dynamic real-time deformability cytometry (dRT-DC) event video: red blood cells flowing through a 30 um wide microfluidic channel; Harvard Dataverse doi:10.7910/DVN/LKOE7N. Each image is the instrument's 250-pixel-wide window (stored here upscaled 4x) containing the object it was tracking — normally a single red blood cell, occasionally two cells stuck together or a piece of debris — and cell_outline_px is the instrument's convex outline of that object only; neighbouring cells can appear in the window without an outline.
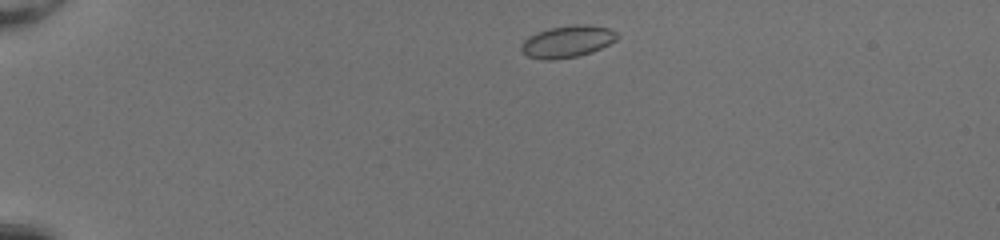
{"species": "common noctule bat (a hibernating species)", "species_latin": "Nyctalus noctula", "temperature_condition": "room temperature", "stored_images_in_passage": 41, "camera_frame_rate_fps": 3000, "um_per_image_px": 0.085, "animal": {"sex": "female", "body_mass_g": 20.0, "forearm_length_mm": 54.0}, "frame": {"image": 1, "passage_image": 2, "time_ms": 0.333, "image_size_px": [1000, 240], "cell_outline_px": [[620, 36], [616, 40], [592, 52], [576, 56], [552, 60], [544, 60], [528, 56], [520, 48], [520, 44], [528, 36], [548, 28], [572, 24], [584, 24], [608, 28], [616, 32]], "centroid_in_image_um": [48.21, 3.52], "position_along_channel_um": 36.8, "area_um2": 17.8}}
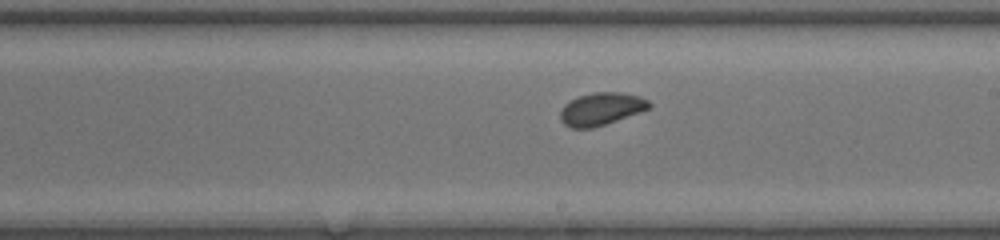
{"frame": {"image": 2, "passage_image": 22, "time_ms": 7.0, "image_size_px": [1000, 240], "cell_outline_px": [[652, 108], [592, 128], [572, 128], [564, 124], [560, 120], [560, 112], [564, 104], [580, 96], [596, 92], [620, 92], [640, 96], [648, 100], [652, 104]], "centroid_in_image_um": [51.12, 9.25], "position_along_channel_um": 237.9, "area_um2": 16.76}}
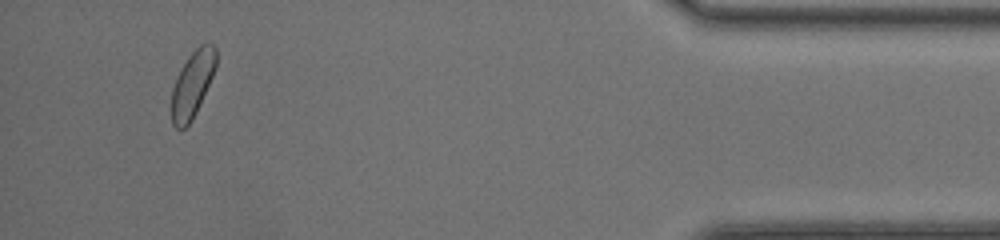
{"frame": {"image": 3, "passage_image": 39, "time_ms": 12.667, "image_size_px": [1000, 240], "cell_outline_px": [[216, 68], [196, 112], [192, 120], [184, 128], [176, 128], [172, 124], [172, 88], [176, 76], [180, 68], [188, 56], [200, 44], [212, 44], [216, 48]], "centroid_in_image_um": [16.35, 7.14], "position_along_channel_um": 418.9, "area_um2": 17.05}, "authors_computed_cell_mechanics": {"area_um2": 17.1666, "velocity_mm_per_s": 4.135, "shape_relaxation_time_tau1_ms": 2.0197, "shape_relaxation_time_tau2_ms": 1.5501, "deformation_change_tau1": 0.0693, "deformation_change_tau2": 0.051}}